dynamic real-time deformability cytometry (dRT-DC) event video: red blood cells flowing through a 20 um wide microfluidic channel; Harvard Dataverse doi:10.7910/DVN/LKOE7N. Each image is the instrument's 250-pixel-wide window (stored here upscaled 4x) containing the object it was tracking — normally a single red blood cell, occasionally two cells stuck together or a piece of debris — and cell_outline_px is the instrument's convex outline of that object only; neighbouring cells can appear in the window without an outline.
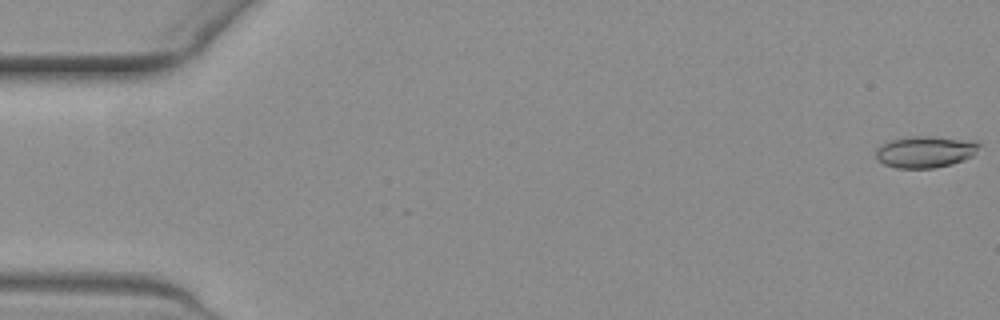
{"species": "common noctule bat (a hibernating species)", "species_latin": "Nyctalus noctula", "temperature_condition": "warm", "stored_images_in_passage": 55, "camera_frame_rate_fps": 3000, "um_per_image_px": 0.085, "animal": {"sex": "female", "body_mass_g": 19.3, "forearm_length_mm": 54.1}, "frame": {"image": 1, "passage_image": 1, "time_ms": 0.0, "image_size_px": [1000, 320], "cell_outline_px": [[980, 144], [976, 152], [972, 156], [964, 160], [952, 164], [936, 168], [896, 168], [884, 164], [876, 156], [876, 148], [880, 144], [892, 140], [912, 136], [932, 136], [976, 140]], "centroid_in_image_um": [78.67, 12.89], "position_along_channel_um": 6.3, "area_um2": 19.19}}
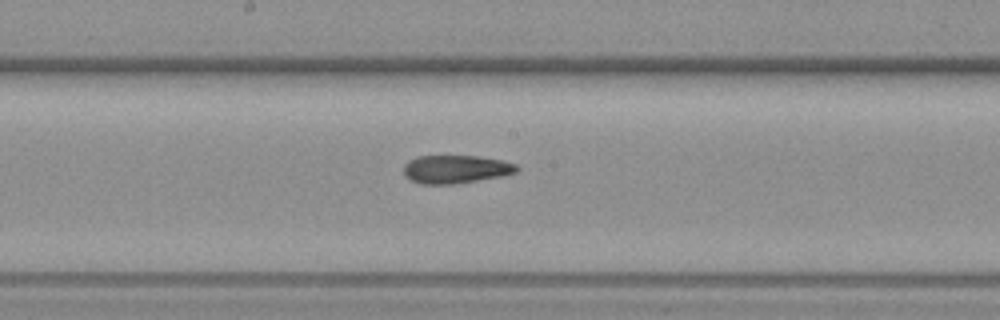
{"frame": {"image": 2, "passage_image": 30, "time_ms": 9.667, "image_size_px": [1000, 320], "cell_outline_px": [[520, 168], [516, 172], [504, 176], [452, 184], [420, 184], [404, 176], [404, 164], [408, 160], [416, 156], [476, 156], [500, 160], [516, 164]], "centroid_in_image_um": [38.72, 14.38], "position_along_channel_um": 209.5, "area_um2": 18.61}}
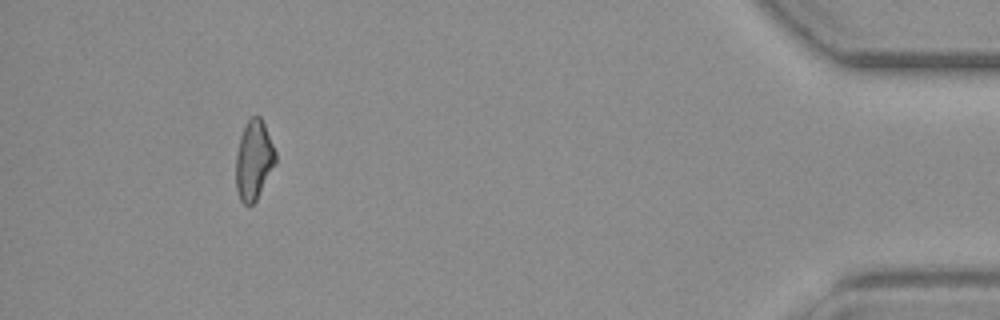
{"frame": {"image": 3, "passage_image": 52, "time_ms": 17.0, "image_size_px": [1000, 320], "cell_outline_px": [[276, 164], [256, 200], [252, 204], [244, 204], [240, 200], [236, 188], [236, 152], [240, 136], [248, 120], [252, 116], [260, 116], [264, 124], [276, 152]], "centroid_in_image_um": [21.57, 13.62], "position_along_channel_um": 413.6, "area_um2": 18.26}, "authors_computed_cell_mechanics": {"area_um2": 18.9006, "velocity_mm_per_s": 3.7184, "shape_relaxation_time_tau1_ms": null, "shape_relaxation_time_tau2_ms": 4.2843, "deformation_change_tau1": null, "deformation_change_tau2": 0.1327}}